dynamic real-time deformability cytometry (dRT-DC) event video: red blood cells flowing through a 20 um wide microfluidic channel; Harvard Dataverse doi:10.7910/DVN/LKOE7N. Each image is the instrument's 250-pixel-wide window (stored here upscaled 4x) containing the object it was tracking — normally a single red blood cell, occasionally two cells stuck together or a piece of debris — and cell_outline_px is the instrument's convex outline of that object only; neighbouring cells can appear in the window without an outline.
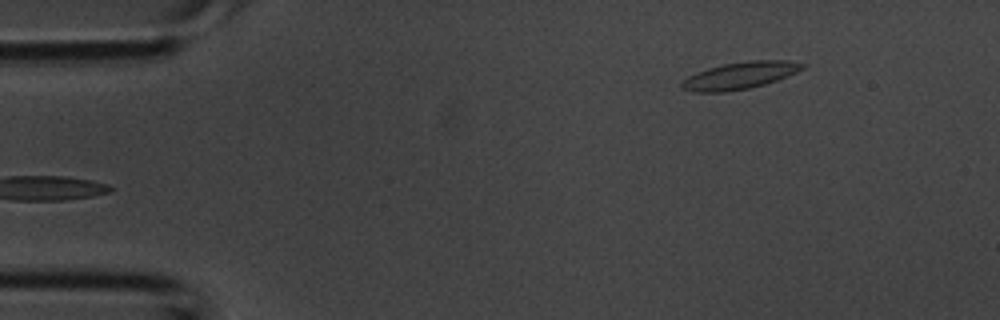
{"species": "common noctule bat (a hibernating species)", "species_latin": "Nyctalus noctula", "temperature_condition": "room temperature", "stored_images_in_passage": 3, "camera_frame_rate_fps": 3000, "um_per_image_px": 0.085, "animal": {"sex": "male", "body_mass_g": 20.1, "forearm_length_mm": 53.5}, "frame": {"image": 1, "passage_image": 3, "time_ms": 0.667, "image_size_px": [1000, 320], "cell_outline_px": [[808, 64], [804, 68], [788, 76], [764, 84], [748, 88], [724, 92], [692, 92], [680, 88], [680, 84], [688, 76], [696, 72], [708, 68], [724, 64], [752, 60], [788, 60]], "centroid_in_image_um": [62.89, 6.41], "position_along_channel_um": 22.1, "area_um2": 19.02}}